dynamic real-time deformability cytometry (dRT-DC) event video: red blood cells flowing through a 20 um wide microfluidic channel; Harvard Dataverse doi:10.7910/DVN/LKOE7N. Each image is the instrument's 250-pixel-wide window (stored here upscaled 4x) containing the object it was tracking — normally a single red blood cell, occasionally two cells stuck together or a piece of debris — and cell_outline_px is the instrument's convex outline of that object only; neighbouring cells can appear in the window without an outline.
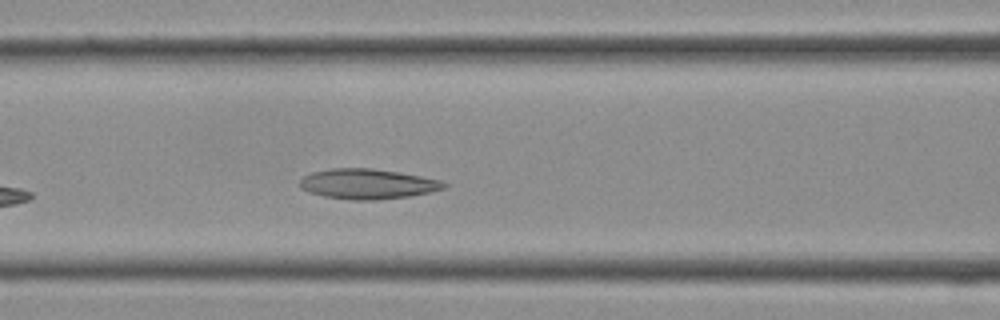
{"species": "Egyptian fruit bat (a non-hibernating species)", "species_latin": "Rousettus aegyptiacus", "temperature_condition": "cold", "stored_images_in_passage": 14, "camera_frame_rate_fps": 3000, "um_per_image_px": 0.085, "frame": {"image": 1, "passage_image": 10, "time_ms": 3.0, "image_size_px": [1000, 320], "cell_outline_px": [[448, 184], [444, 188], [428, 192], [408, 196], [376, 200], [352, 200], [324, 196], [308, 192], [300, 188], [300, 180], [304, 176], [312, 172], [332, 168], [372, 168], [420, 176], [440, 180]], "centroid_in_image_um": [31.2, 15.63], "position_along_channel_um": 135.4, "area_um2": 25.09}}
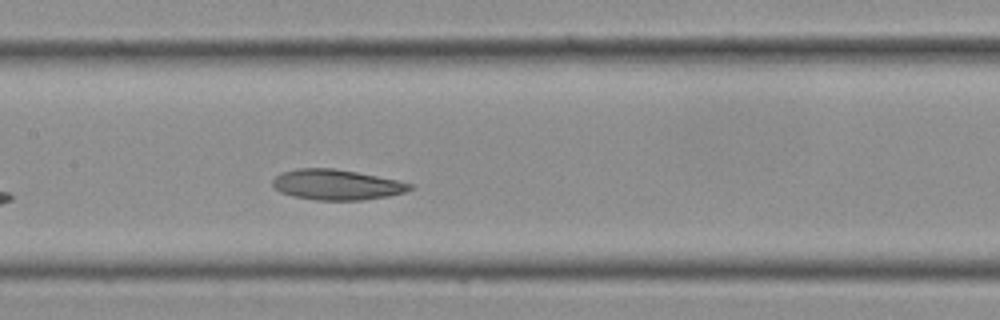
{"frame": {"image": 2, "passage_image": 12, "time_ms": 3.667, "image_size_px": [1000, 320], "cell_outline_px": [[412, 188], [404, 192], [388, 196], [364, 200], [316, 200], [292, 196], [280, 192], [272, 184], [272, 180], [280, 172], [296, 168], [332, 168], [356, 172], [396, 180], [412, 184]], "centroid_in_image_um": [28.56, 15.7], "position_along_channel_um": 178.8, "area_um2": 24.22}}
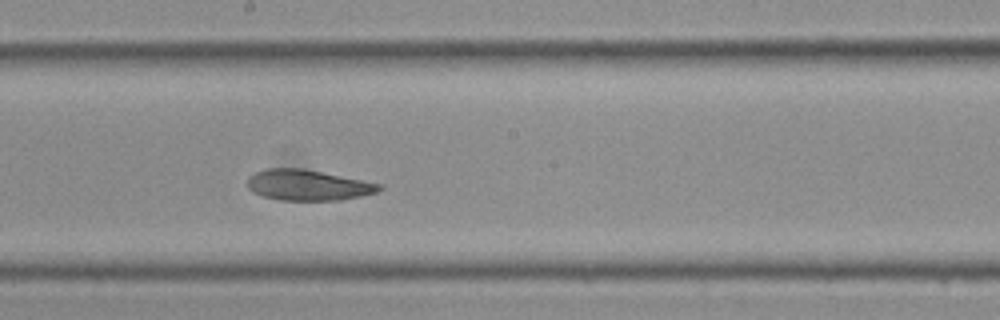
{"frame": {"image": 3, "passage_image": 14, "time_ms": 4.333, "image_size_px": [1000, 320], "cell_outline_px": [[384, 188], [376, 192], [360, 196], [340, 200], [280, 200], [264, 196], [252, 192], [248, 188], [248, 176], [256, 172], [268, 168], [304, 168], [384, 184]], "centroid_in_image_um": [26.2, 15.72], "position_along_channel_um": 222.0, "area_um2": 23.7}}